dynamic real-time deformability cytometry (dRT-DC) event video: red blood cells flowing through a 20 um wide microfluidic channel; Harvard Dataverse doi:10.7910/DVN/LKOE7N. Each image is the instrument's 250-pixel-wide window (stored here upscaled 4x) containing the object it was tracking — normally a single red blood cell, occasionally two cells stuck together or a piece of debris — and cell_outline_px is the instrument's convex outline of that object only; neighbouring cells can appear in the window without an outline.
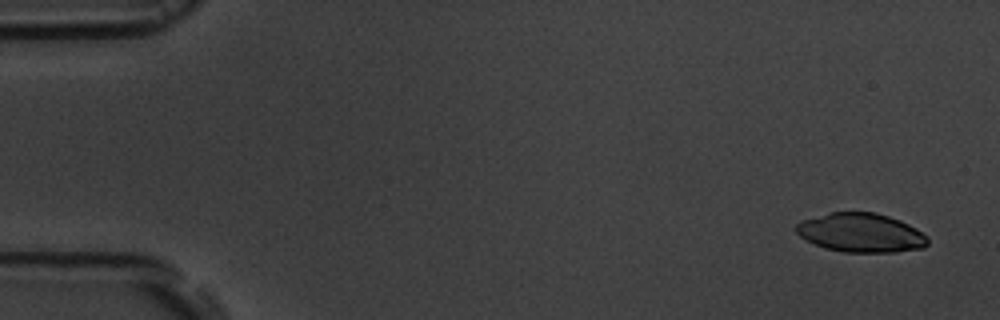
{"species": "common noctule bat (a hibernating species)", "species_latin": "Nyctalus noctula", "temperature_condition": "room temperature", "stored_images_in_passage": 7, "camera_frame_rate_fps": 3000, "um_per_image_px": 0.085, "animal": {"sex": "male", "body_mass_g": 19.5, "forearm_length_mm": 54.6}, "frame": {"image": 1, "passage_image": 1, "time_ms": 0.0, "image_size_px": [1000, 320], "cell_outline_px": [[928, 244], [924, 248], [896, 252], [844, 252], [824, 248], [800, 236], [796, 232], [796, 224], [800, 220], [828, 212], [876, 212], [900, 220], [916, 228], [928, 236]], "centroid_in_image_um": [73.19, 19.78], "position_along_channel_um": 11.8, "area_um2": 30.11}}